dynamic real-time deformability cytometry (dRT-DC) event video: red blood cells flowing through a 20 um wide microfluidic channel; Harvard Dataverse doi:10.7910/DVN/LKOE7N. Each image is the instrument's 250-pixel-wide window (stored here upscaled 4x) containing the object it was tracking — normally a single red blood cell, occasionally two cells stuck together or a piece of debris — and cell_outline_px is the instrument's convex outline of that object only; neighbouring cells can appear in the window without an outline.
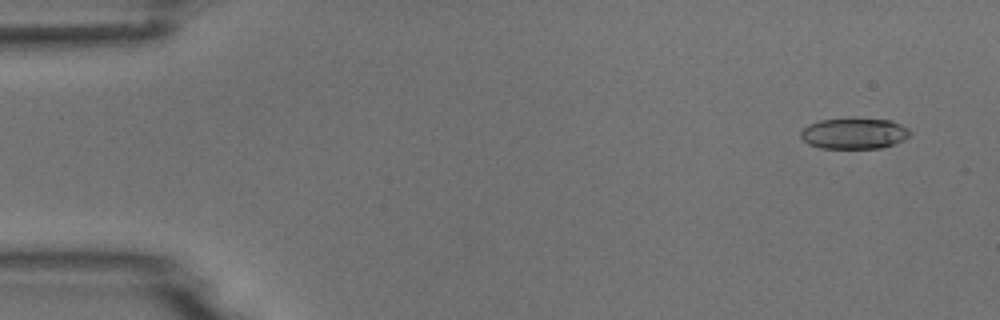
{"species": "common noctule bat (a hibernating species)", "species_latin": "Nyctalus noctula", "temperature_condition": "room temperature", "stored_images_in_passage": 10, "camera_frame_rate_fps": 3000, "um_per_image_px": 0.085, "animal": {"sex": "male", "body_mass_g": 18.8}, "frame": {"image": 1, "passage_image": 1, "time_ms": 0.0, "image_size_px": [1000, 320], "cell_outline_px": [[912, 132], [904, 140], [880, 148], [820, 148], [808, 144], [800, 136], [800, 132], [808, 124], [820, 120], [848, 116], [856, 116], [892, 120], [908, 128]], "centroid_in_image_um": [72.6, 11.29], "position_along_channel_um": 12.4, "area_um2": 20.4}}
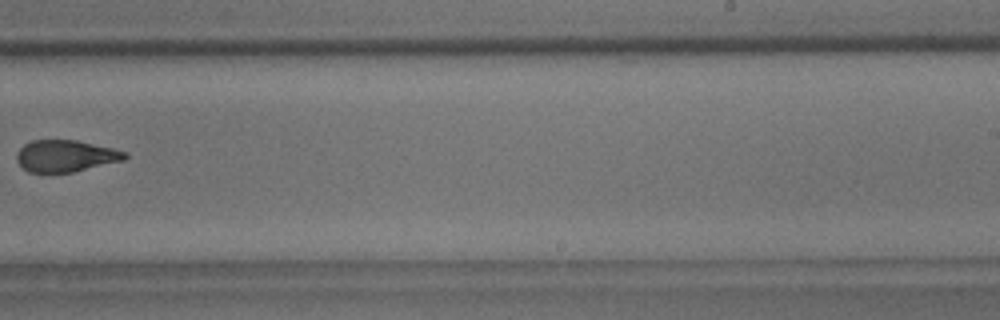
{"frame": {"image": 2, "passage_image": 9, "time_ms": 10.333, "image_size_px": [1000, 320], "cell_outline_px": [[128, 156], [124, 160], [72, 172], [28, 172], [16, 160], [16, 152], [24, 144], [32, 140], [76, 140], [112, 148], [128, 152]], "centroid_in_image_um": [5.57, 13.25], "position_along_channel_um": 283.4, "area_um2": 19.94}}
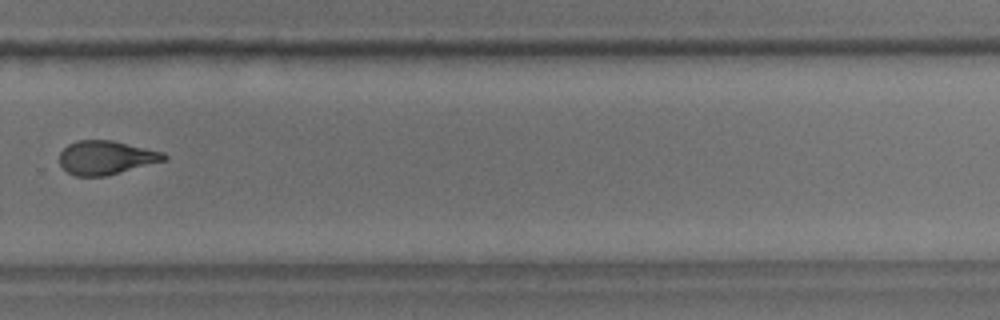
{"frame": {"image": 3, "passage_image": 10, "time_ms": 11.333, "image_size_px": [1000, 320], "cell_outline_px": [[168, 160], [108, 176], [72, 176], [60, 164], [60, 152], [68, 144], [76, 140], [112, 140], [164, 152], [168, 156]], "centroid_in_image_um": [9.05, 13.4], "position_along_channel_um": 320.8, "area_um2": 20.87}}